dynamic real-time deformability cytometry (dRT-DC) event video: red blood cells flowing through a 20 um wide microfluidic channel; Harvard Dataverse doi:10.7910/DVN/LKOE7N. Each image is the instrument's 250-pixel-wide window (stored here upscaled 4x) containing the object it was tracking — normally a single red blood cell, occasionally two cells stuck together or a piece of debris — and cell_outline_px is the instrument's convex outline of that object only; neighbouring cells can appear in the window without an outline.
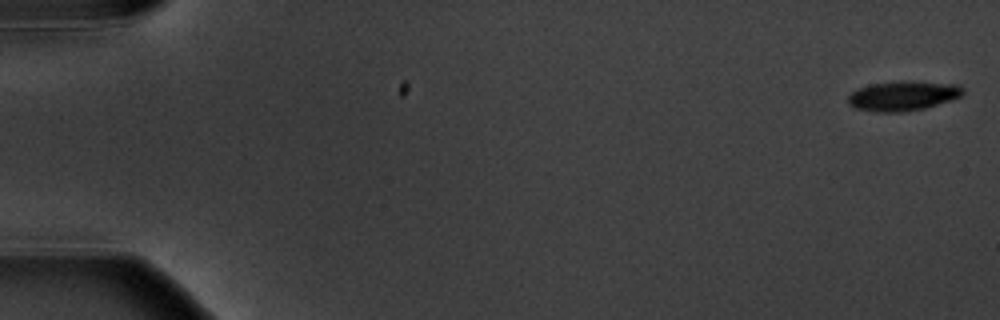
{"species": "common noctule bat (a hibernating species)", "species_latin": "Nyctalus noctula", "temperature_condition": "warm", "stored_images_in_passage": 5, "camera_frame_rate_fps": 3000, "um_per_image_px": 0.085, "animal": {"sex": "male", "body_mass_g": 20.1, "forearm_length_mm": 53.5}, "frame": {"image": 1, "passage_image": 1, "time_ms": 0.0, "image_size_px": [1000, 320], "cell_outline_px": [[964, 92], [960, 96], [952, 100], [924, 108], [904, 112], [876, 112], [856, 108], [848, 104], [848, 96], [856, 88], [872, 84], [900, 80], [960, 84], [964, 88]], "centroid_in_image_um": [76.76, 8.13], "position_along_channel_um": 8.2, "area_um2": 20.11}}
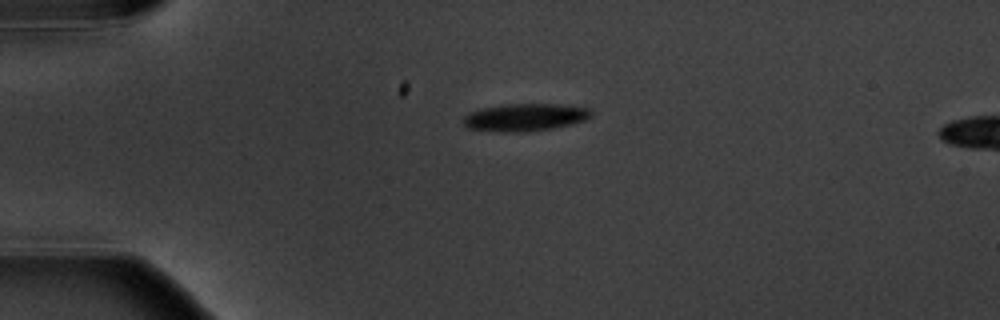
{"frame": {"image": 2, "passage_image": 4, "time_ms": 4.333, "image_size_px": [1000, 320], "cell_outline_px": [[592, 116], [584, 120], [572, 124], [556, 128], [528, 132], [496, 132], [468, 128], [460, 120], [468, 112], [480, 108], [504, 104], [556, 104], [592, 108]], "centroid_in_image_um": [44.6, 9.97], "position_along_channel_um": 40.4, "area_um2": 20.98}}